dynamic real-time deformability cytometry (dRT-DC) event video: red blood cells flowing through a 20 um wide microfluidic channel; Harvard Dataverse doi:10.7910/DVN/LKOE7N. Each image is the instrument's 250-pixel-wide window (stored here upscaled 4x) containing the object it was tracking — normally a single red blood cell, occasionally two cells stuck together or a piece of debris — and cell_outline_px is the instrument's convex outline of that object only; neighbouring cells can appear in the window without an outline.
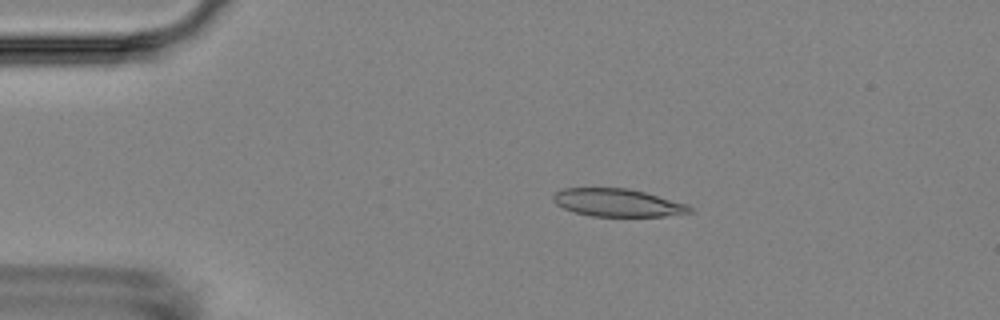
{"species": "Egyptian fruit bat (a non-hibernating species)", "species_latin": "Rousettus aegyptiacus", "temperature_condition": "room temperature", "stored_images_in_passage": 4, "camera_frame_rate_fps": 3000, "um_per_image_px": 0.085, "animal": {"sex": "female"}, "frame": {"image": 1, "passage_image": 3, "time_ms": 2.667, "image_size_px": [1000, 320], "cell_outline_px": [[696, 212], [664, 216], [592, 216], [576, 212], [564, 208], [556, 204], [552, 200], [552, 196], [556, 192], [564, 188], [628, 188], [644, 192], [688, 204]], "centroid_in_image_um": [52.52, 17.23], "position_along_channel_um": 32.5, "area_um2": 22.08}}